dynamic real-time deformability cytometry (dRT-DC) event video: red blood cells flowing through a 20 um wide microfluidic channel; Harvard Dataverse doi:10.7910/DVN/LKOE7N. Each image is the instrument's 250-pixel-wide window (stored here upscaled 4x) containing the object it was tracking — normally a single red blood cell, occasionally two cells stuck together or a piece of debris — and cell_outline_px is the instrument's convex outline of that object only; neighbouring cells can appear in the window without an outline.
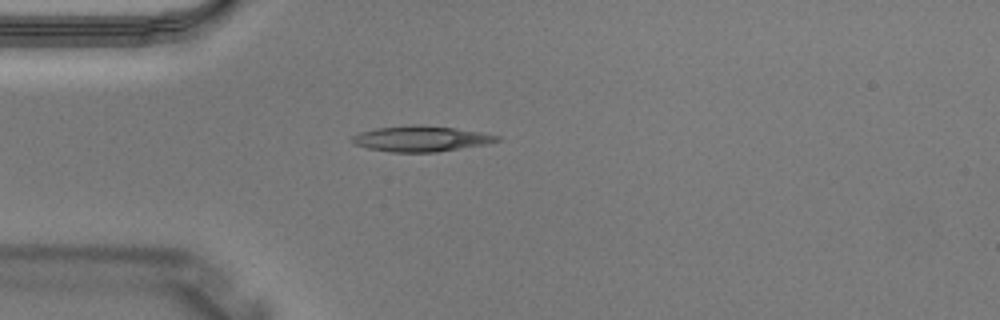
{"species": "Egyptian fruit bat (a non-hibernating species)", "species_latin": "Rousettus aegyptiacus", "temperature_condition": "warm", "stored_images_in_passage": 1, "camera_frame_rate_fps": 3000, "um_per_image_px": 0.085, "animal": {"sex": "male"}, "frame": {"image": 1, "passage_image": 1, "time_ms": 0.0, "image_size_px": [1000, 320], "cell_outline_px": [[500, 140], [488, 144], [436, 152], [388, 152], [368, 148], [352, 144], [352, 136], [360, 132], [376, 128], [412, 124], [416, 124], [456, 128], [480, 132], [500, 136]], "centroid_in_image_um": [35.77, 11.79], "position_along_channel_um": 49.2, "area_um2": 21.73}}